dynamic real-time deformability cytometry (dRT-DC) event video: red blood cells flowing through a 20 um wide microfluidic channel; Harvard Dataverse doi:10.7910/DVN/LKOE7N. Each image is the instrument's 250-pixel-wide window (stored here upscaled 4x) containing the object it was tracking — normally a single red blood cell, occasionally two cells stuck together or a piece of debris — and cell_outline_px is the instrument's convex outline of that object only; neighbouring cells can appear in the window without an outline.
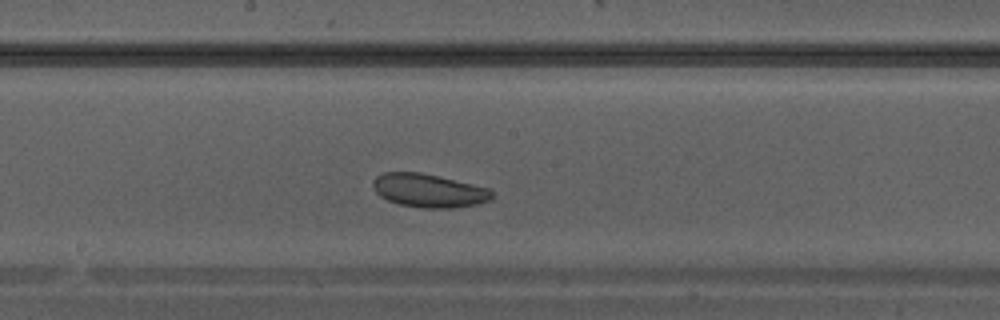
{"species": "Egyptian fruit bat (a non-hibernating species)", "species_latin": "Rousettus aegyptiacus", "temperature_condition": "warm", "stored_images_in_passage": 31, "camera_frame_rate_fps": 3000, "um_per_image_px": 0.085, "animal": {"sex": "male"}, "frame": {"image": 1, "passage_image": 14, "time_ms": 4.333, "image_size_px": [1000, 320], "cell_outline_px": [[492, 196], [488, 200], [480, 204], [452, 208], [424, 208], [396, 204], [380, 196], [376, 192], [372, 184], [376, 176], [384, 172], [420, 172], [440, 176], [488, 188], [492, 192]], "centroid_in_image_um": [36.42, 16.2], "position_along_channel_um": 211.8, "area_um2": 23.24}}